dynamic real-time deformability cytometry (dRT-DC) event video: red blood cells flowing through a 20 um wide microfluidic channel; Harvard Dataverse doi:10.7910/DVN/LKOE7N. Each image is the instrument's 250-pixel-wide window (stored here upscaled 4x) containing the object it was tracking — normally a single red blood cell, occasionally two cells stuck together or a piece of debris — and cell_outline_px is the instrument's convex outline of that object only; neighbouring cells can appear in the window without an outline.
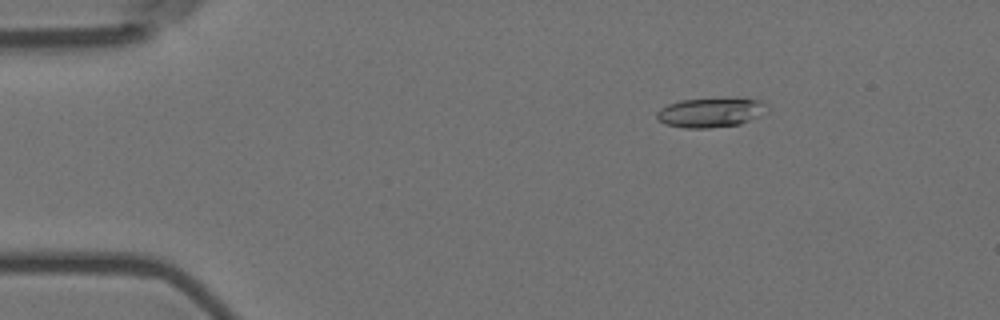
{"species": "Egyptian fruit bat (a non-hibernating species)", "species_latin": "Rousettus aegyptiacus", "temperature_condition": "room temperature", "stored_images_in_passage": 57, "camera_frame_rate_fps": 3000, "um_per_image_px": 0.085, "animal": {"sex": "female"}, "frame": {"image": 1, "passage_image": 9, "time_ms": 2.667, "image_size_px": [1000, 320], "cell_outline_px": [[768, 112], [760, 116], [740, 124], [708, 128], [684, 128], [664, 124], [656, 116], [656, 112], [660, 108], [668, 104], [680, 100], [736, 96], [760, 100], [768, 104]], "centroid_in_image_um": [60.47, 9.52], "position_along_channel_um": 24.5, "area_um2": 19.71}}
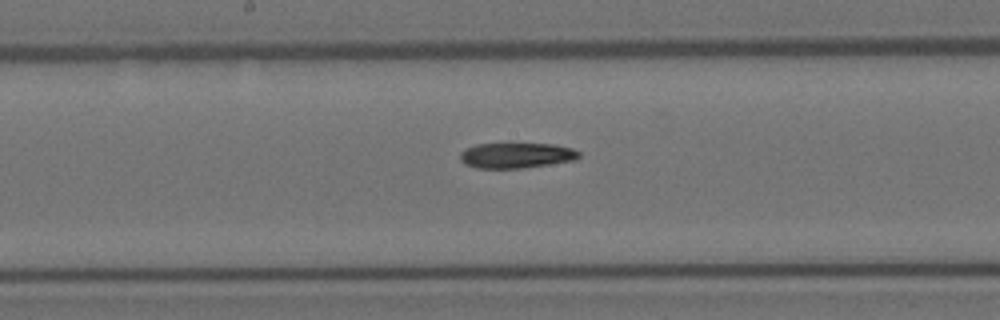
{"frame": {"image": 2, "passage_image": 30, "time_ms": 9.667, "image_size_px": [1000, 320], "cell_outline_px": [[580, 156], [576, 160], [520, 168], [476, 168], [464, 164], [460, 160], [460, 152], [464, 148], [476, 144], [552, 144], [572, 148], [580, 152]], "centroid_in_image_um": [43.85, 13.21], "position_along_channel_um": 204.3, "area_um2": 17.57}}
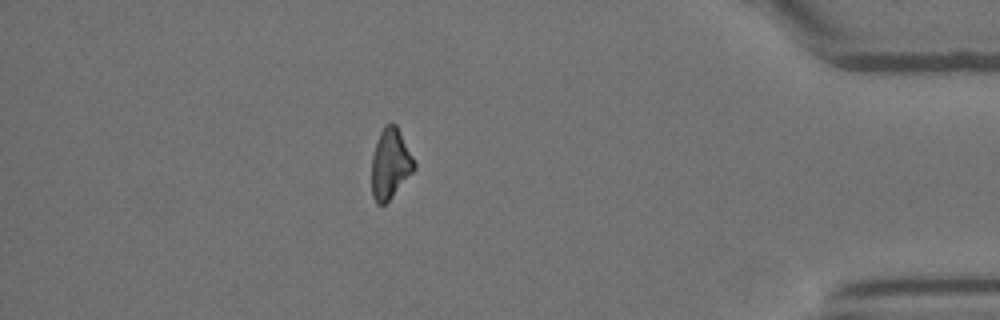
{"frame": {"image": 3, "passage_image": 50, "time_ms": 16.333, "image_size_px": [1000, 320], "cell_outline_px": [[416, 168], [388, 200], [384, 204], [376, 204], [372, 196], [372, 156], [380, 132], [384, 124], [396, 124], [416, 164]], "centroid_in_image_um": [33.16, 13.92], "position_along_channel_um": 402.0, "area_um2": 17.05}}